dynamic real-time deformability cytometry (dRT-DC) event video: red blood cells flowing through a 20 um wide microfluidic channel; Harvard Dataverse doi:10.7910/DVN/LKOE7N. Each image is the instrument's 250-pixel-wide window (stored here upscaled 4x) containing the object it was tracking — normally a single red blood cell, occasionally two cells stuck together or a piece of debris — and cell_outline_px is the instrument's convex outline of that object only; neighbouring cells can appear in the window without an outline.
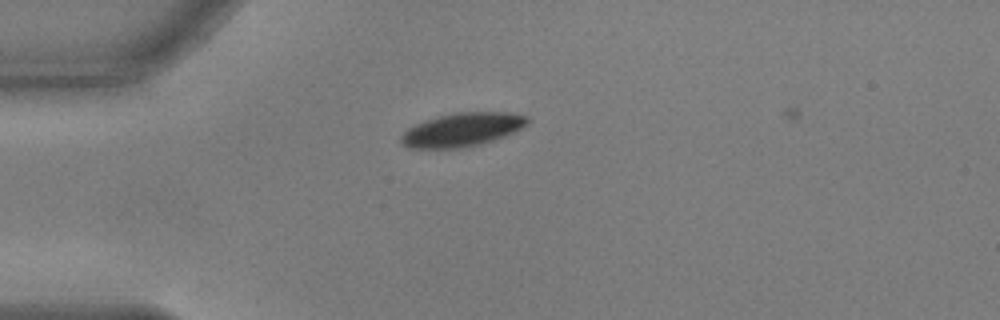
{"species": "common noctule bat (a hibernating species)", "species_latin": "Nyctalus noctula", "temperature_condition": "warm", "stored_images_in_passage": 19, "camera_frame_rate_fps": 3000, "um_per_image_px": 0.085, "animal": {"sex": "male", "body_mass_g": 17.9, "forearm_length_mm": 54.2}, "frame": {"image": 1, "passage_image": 7, "time_ms": 2.0, "image_size_px": [1000, 320], "cell_outline_px": [[528, 124], [516, 132], [480, 144], [464, 148], [408, 148], [400, 144], [400, 136], [408, 128], [424, 120], [456, 112], [508, 112], [528, 116]], "centroid_in_image_um": [39.28, 11.03], "position_along_channel_um": 45.7, "area_um2": 24.85}}
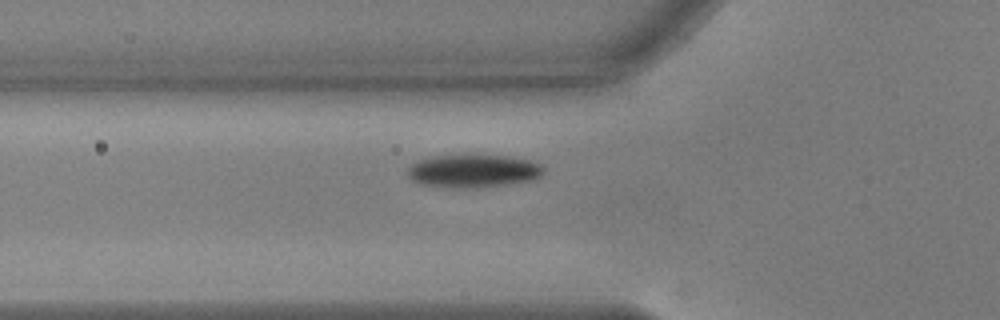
{"frame": {"image": 2, "passage_image": 12, "time_ms": 3.667, "image_size_px": [1000, 320], "cell_outline_px": [[544, 172], [540, 176], [532, 180], [480, 188], [452, 188], [420, 184], [412, 180], [408, 176], [408, 168], [412, 164], [420, 160], [432, 156], [508, 156], [528, 160], [540, 164], [544, 168]], "centroid_in_image_um": [40.22, 14.55], "position_along_channel_um": 85.6, "area_um2": 25.95}}
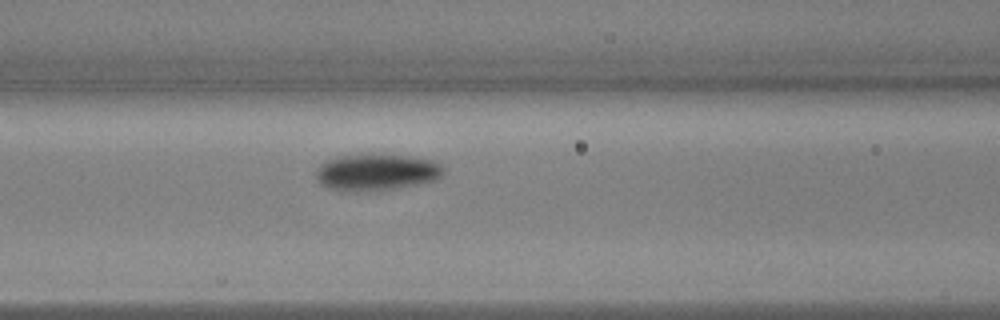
{"frame": {"image": 3, "passage_image": 16, "time_ms": 5.0, "image_size_px": [1000, 320], "cell_outline_px": [[444, 172], [436, 180], [376, 192], [340, 192], [328, 188], [320, 184], [316, 180], [316, 168], [320, 164], [328, 160], [340, 156], [408, 156], [432, 160], [440, 164], [444, 168]], "centroid_in_image_um": [31.95, 14.69], "position_along_channel_um": 134.6, "area_um2": 27.17}}